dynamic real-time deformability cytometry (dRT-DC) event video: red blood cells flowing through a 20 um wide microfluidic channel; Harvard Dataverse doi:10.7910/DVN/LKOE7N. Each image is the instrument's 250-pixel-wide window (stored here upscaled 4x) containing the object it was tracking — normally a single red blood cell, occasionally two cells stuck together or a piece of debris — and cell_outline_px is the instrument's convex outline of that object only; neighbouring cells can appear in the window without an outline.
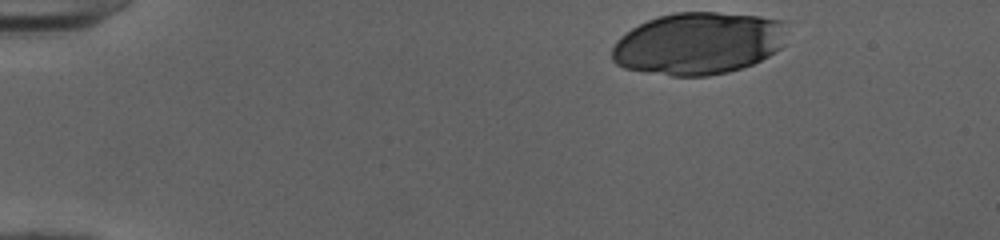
{"species": "human", "species_latin": "Homo sapiens", "temperature_condition": "cold", "stored_images_in_passage": 14, "camera_frame_rate_fps": 3000, "um_per_image_px": 0.085, "donor": {"sex": "female"}, "frame": {"image": 1, "passage_image": 1, "time_ms": 0.0, "image_size_px": [1000, 240], "cell_outline_px": [[788, 20], [780, 48], [768, 56], [752, 64], [728, 72], [708, 76], [672, 76], [624, 68], [616, 64], [612, 60], [612, 48], [616, 40], [620, 36], [632, 28], [648, 20], [660, 16], [676, 12], [716, 12], [760, 16]], "centroid_in_image_um": [59.36, 3.68], "position_along_channel_um": 25.6, "area_um2": 63.58}}